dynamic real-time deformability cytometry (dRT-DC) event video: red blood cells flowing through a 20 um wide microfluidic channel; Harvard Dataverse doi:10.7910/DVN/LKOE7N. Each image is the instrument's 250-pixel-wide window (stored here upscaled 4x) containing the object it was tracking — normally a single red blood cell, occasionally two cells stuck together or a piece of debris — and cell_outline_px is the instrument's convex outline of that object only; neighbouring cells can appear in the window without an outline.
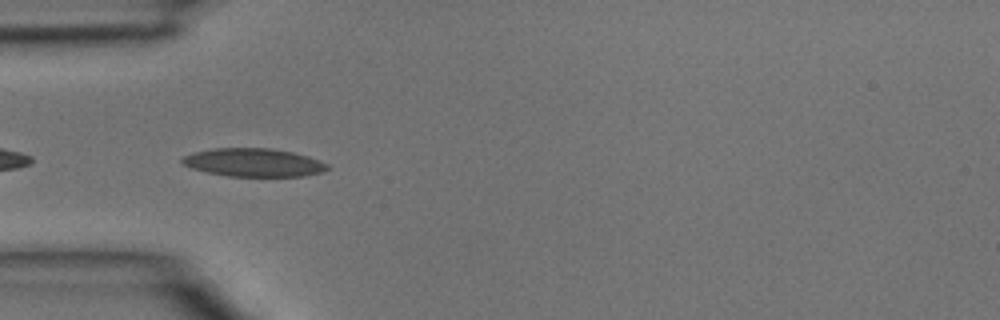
{"species": "common noctule bat (a hibernating species)", "species_latin": "Nyctalus noctula", "temperature_condition": "room temperature", "stored_images_in_passage": 4, "camera_frame_rate_fps": 3000, "um_per_image_px": 0.085, "animal": {"sex": "male", "body_mass_g": 15.6}, "frame": {"image": 1, "passage_image": 4, "time_ms": 1.0, "image_size_px": [1000, 320], "cell_outline_px": [[332, 168], [320, 172], [304, 176], [228, 176], [208, 172], [192, 168], [184, 164], [180, 160], [184, 156], [192, 152], [212, 148], [268, 148], [292, 152], [308, 156], [328, 164]], "centroid_in_image_um": [21.56, 13.81], "position_along_channel_um": 63.4, "area_um2": 23.81}}